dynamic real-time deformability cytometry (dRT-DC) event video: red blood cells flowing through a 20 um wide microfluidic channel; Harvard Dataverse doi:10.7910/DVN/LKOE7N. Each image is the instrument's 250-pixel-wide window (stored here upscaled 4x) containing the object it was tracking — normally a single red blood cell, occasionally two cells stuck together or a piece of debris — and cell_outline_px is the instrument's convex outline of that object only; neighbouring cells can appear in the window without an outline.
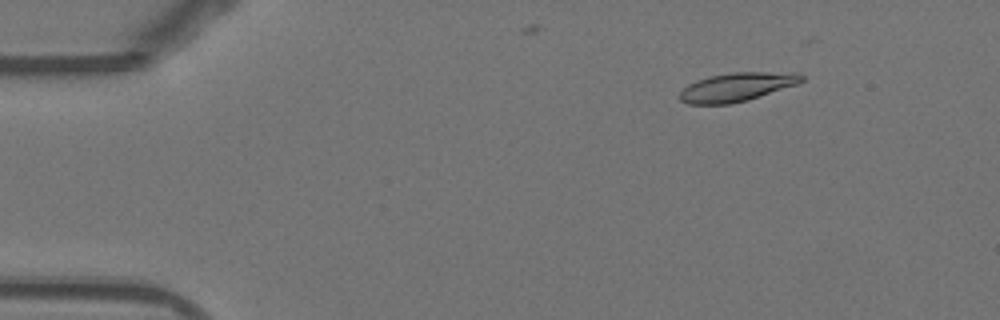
{"species": "Egyptian fruit bat (a non-hibernating species)", "species_latin": "Rousettus aegyptiacus", "temperature_condition": "warm", "stored_images_in_passage": 16, "camera_frame_rate_fps": 3000, "um_per_image_px": 0.085, "animal": {"sex": "female"}, "frame": {"image": 1, "passage_image": 7, "time_ms": 2.0, "image_size_px": [1000, 320], "cell_outline_px": [[804, 80], [796, 84], [748, 100], [732, 104], [688, 104], [680, 100], [680, 92], [688, 84], [696, 80], [708, 76], [732, 72], [800, 72], [804, 76]], "centroid_in_image_um": [62.64, 7.38], "position_along_channel_um": 22.4, "area_um2": 20.46}}
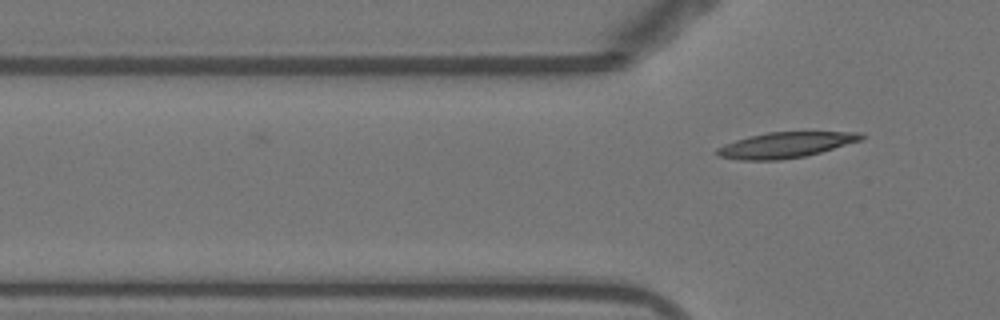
{"frame": {"image": 2, "passage_image": 16, "time_ms": 5.0, "image_size_px": [1000, 320], "cell_outline_px": [[864, 136], [860, 140], [820, 152], [804, 156], [780, 160], [740, 160], [716, 156], [712, 152], [716, 148], [724, 144], [748, 136], [768, 132], [864, 132]], "centroid_in_image_um": [66.68, 12.33], "position_along_channel_um": 59.1, "area_um2": 21.5}}